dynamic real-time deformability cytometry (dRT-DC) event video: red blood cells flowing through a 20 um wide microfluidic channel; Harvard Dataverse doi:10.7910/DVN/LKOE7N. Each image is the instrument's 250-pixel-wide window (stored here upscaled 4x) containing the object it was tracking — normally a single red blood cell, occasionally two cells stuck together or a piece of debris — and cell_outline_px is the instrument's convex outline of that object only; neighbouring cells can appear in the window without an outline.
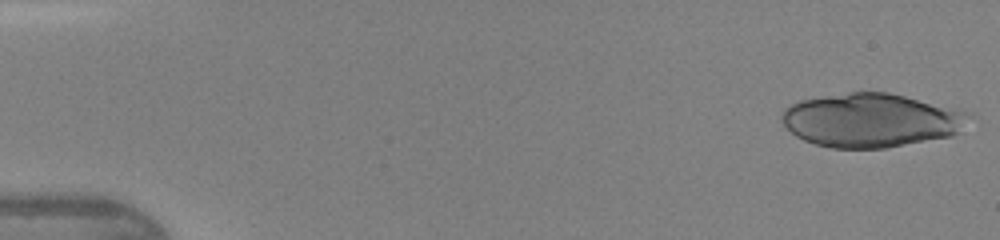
{"species": "human", "species_latin": "Homo sapiens", "temperature_condition": "warm", "stored_images_in_passage": 19, "camera_frame_rate_fps": 3000, "um_per_image_px": 0.085, "donor": {"sex": "female"}, "frame": {"image": 1, "passage_image": 1, "time_ms": 0.0, "image_size_px": [1000, 240], "cell_outline_px": [[972, 112], [956, 132], [952, 136], [888, 148], [832, 148], [816, 144], [804, 140], [796, 136], [784, 124], [780, 116], [784, 108], [800, 100], [848, 92], [888, 92]], "centroid_in_image_um": [74.02, 10.22], "position_along_channel_um": 11.0, "area_um2": 58.38}}